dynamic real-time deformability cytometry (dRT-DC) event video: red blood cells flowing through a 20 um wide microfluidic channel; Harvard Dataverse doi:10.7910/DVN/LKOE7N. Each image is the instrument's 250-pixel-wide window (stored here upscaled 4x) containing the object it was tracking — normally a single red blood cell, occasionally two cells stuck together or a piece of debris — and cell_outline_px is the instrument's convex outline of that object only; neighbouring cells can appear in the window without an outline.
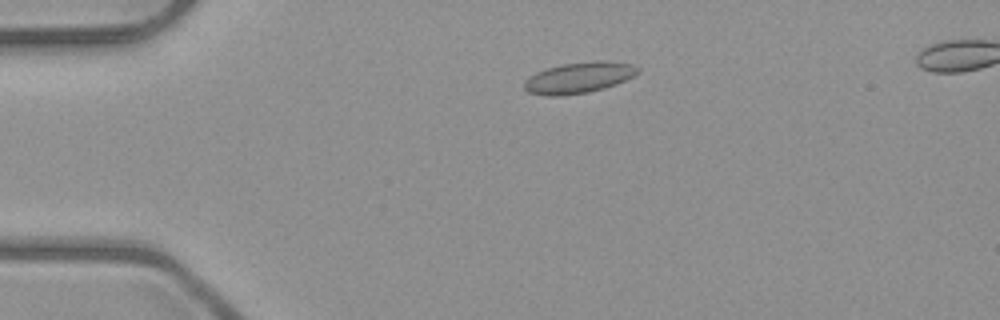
{"species": "common noctule bat (a hibernating species)", "species_latin": "Nyctalus noctula", "temperature_condition": "room temperature", "stored_images_in_passage": 4, "camera_frame_rate_fps": 3000, "um_per_image_px": 0.085, "animal": {"sex": "male", "body_mass_g": 23.1, "forearm_length_mm": 52.7}, "frame": {"image": 1, "passage_image": 2, "time_ms": 2.333, "image_size_px": [1000, 320], "cell_outline_px": [[640, 72], [636, 76], [616, 84], [604, 88], [588, 92], [560, 96], [548, 96], [528, 92], [524, 88], [524, 80], [536, 72], [560, 64], [596, 60], [608, 60], [632, 64], [640, 68]], "centroid_in_image_um": [49.25, 6.59], "position_along_channel_um": 35.8, "area_um2": 20.81}}